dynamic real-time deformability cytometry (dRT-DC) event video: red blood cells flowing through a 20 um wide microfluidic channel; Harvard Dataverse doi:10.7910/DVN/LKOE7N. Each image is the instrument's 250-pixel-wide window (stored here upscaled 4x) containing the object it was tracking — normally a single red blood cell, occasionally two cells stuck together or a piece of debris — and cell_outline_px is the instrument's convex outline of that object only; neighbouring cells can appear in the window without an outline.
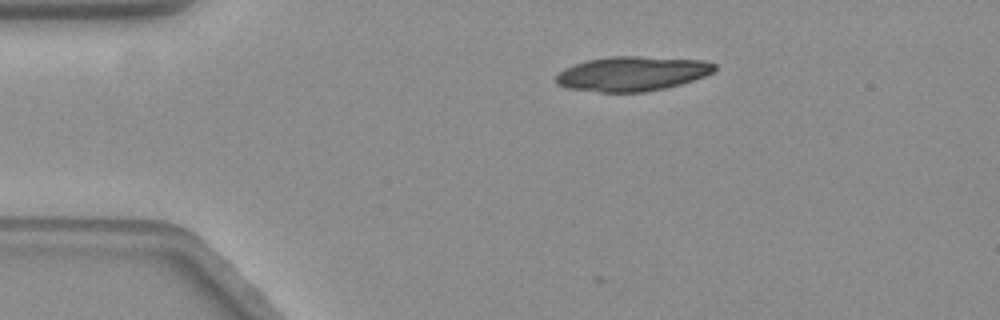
{"species": "common noctule bat (a hibernating species)", "species_latin": "Nyctalus noctula", "temperature_condition": "warm", "stored_images_in_passage": 38, "camera_frame_rate_fps": 3000, "um_per_image_px": 0.085, "animal": {"sex": "female", "body_mass_g": 19.3, "forearm_length_mm": 54.1}, "frame": {"image": 1, "passage_image": 1, "time_ms": 0.0, "image_size_px": [1000, 320], "cell_outline_px": [[716, 72], [680, 84], [664, 88], [644, 92], [600, 92], [568, 88], [556, 84], [556, 76], [564, 68], [588, 60], [608, 56], [640, 56], [704, 60], [716, 64]], "centroid_in_image_um": [53.75, 6.26], "position_along_channel_um": 31.2, "area_um2": 31.96}, "authors_computed_cell_mechanics": {"area_um2": 20.0855, "velocity_mm_per_s": 3.5343, "shape_relaxation_time_tau1_ms": 1.6585, "shape_relaxation_time_tau2_ms": null, "deformation_change_tau1": 0.2559, "deformation_change_tau2": null}}